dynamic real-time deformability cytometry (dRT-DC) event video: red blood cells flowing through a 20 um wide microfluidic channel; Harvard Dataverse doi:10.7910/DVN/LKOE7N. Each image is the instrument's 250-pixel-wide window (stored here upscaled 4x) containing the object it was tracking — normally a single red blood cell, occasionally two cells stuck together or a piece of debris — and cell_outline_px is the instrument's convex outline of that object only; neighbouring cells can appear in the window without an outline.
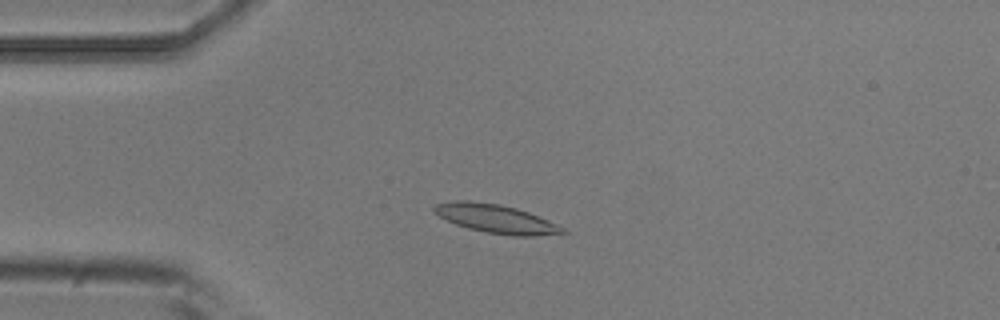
{"species": "common noctule bat (a hibernating species)", "species_latin": "Nyctalus noctula", "temperature_condition": "room temperature", "stored_images_in_passage": 4, "camera_frame_rate_fps": 3000, "um_per_image_px": 0.085, "animal": {"sex": "male", "body_mass_g": 20.5, "forearm_length_mm": 52.5}, "frame": {"image": 1, "passage_image": 3, "time_ms": 0.667, "image_size_px": [1000, 320], "cell_outline_px": [[568, 232], [536, 236], [512, 236], [488, 232], [468, 228], [456, 224], [432, 212], [432, 208], [436, 204], [456, 200], [468, 200], [500, 204], [516, 208], [528, 212], [548, 220], [564, 228]], "centroid_in_image_um": [42.14, 18.58], "position_along_channel_um": 42.9, "area_um2": 21.27}}